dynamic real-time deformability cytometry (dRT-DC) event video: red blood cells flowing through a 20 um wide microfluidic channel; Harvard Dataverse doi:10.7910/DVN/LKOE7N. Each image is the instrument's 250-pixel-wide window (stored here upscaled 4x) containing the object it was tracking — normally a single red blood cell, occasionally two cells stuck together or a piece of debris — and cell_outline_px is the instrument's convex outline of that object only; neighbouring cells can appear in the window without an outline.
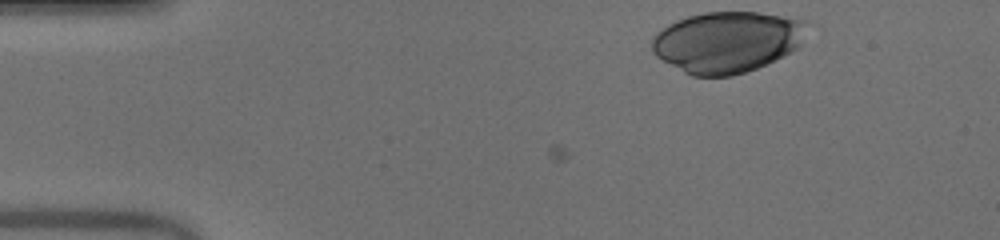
{"species": "human", "species_latin": "Homo sapiens", "temperature_condition": "warm", "stored_images_in_passage": 29, "camera_frame_rate_fps": 3000, "um_per_image_px": 0.085, "donor": {"sex": "male"}, "frame": {"image": 1, "passage_image": 1, "time_ms": 0.0, "image_size_px": [1000, 240], "cell_outline_px": [[808, 20], [800, 44], [792, 52], [756, 68], [732, 76], [692, 76], [684, 72], [656, 56], [652, 52], [652, 36], [656, 32], [668, 24], [676, 20], [688, 16], [704, 12], [756, 12]], "centroid_in_image_um": [61.78, 3.55], "position_along_channel_um": 23.2, "area_um2": 55.08}}
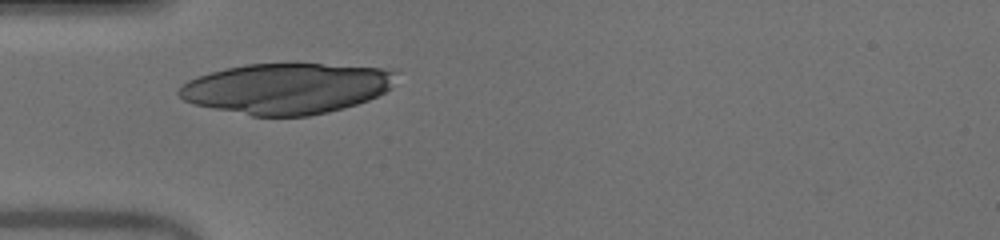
{"frame": {"image": 2, "passage_image": 10, "time_ms": 3.0, "image_size_px": [1000, 240], "cell_outline_px": [[396, 72], [392, 88], [368, 100], [344, 108], [328, 112], [308, 116], [252, 116], [212, 108], [196, 104], [184, 100], [176, 92], [180, 84], [196, 76], [224, 68], [244, 64], [320, 64], [396, 68]], "centroid_in_image_um": [24.37, 7.51], "position_along_channel_um": 60.6, "area_um2": 64.5}}